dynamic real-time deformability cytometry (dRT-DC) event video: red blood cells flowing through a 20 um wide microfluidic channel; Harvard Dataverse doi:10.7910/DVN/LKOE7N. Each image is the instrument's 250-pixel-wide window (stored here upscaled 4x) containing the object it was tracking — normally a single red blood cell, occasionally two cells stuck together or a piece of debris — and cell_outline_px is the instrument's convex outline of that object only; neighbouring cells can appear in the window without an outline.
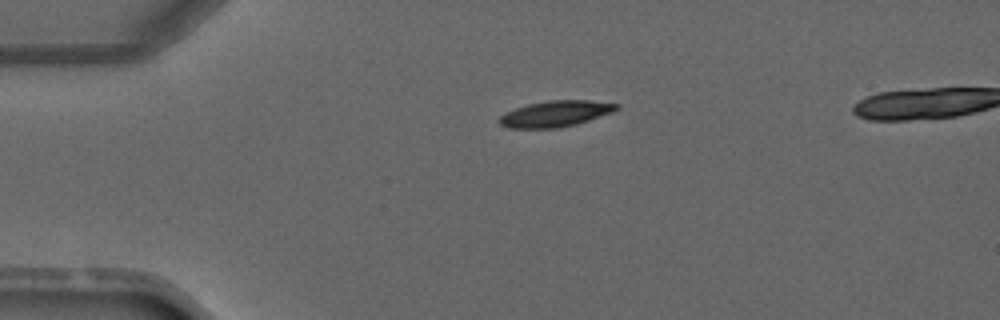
{"species": "common noctule bat (a hibernating species)", "species_latin": "Nyctalus noctula", "temperature_condition": "warm", "stored_images_in_passage": 2, "camera_frame_rate_fps": 3000, "um_per_image_px": 0.085, "animal": {"sex": "male", "forearm_length_mm": 52.5}, "frame": {"image": 1, "passage_image": 1, "time_ms": 0.0, "image_size_px": [1000, 320], "cell_outline_px": [[620, 108], [612, 112], [576, 124], [556, 128], [508, 128], [500, 124], [496, 120], [500, 116], [516, 108], [528, 104], [548, 100], [588, 100], [620, 104]], "centroid_in_image_um": [47.21, 9.66], "position_along_channel_um": 37.8, "area_um2": 17.69}}